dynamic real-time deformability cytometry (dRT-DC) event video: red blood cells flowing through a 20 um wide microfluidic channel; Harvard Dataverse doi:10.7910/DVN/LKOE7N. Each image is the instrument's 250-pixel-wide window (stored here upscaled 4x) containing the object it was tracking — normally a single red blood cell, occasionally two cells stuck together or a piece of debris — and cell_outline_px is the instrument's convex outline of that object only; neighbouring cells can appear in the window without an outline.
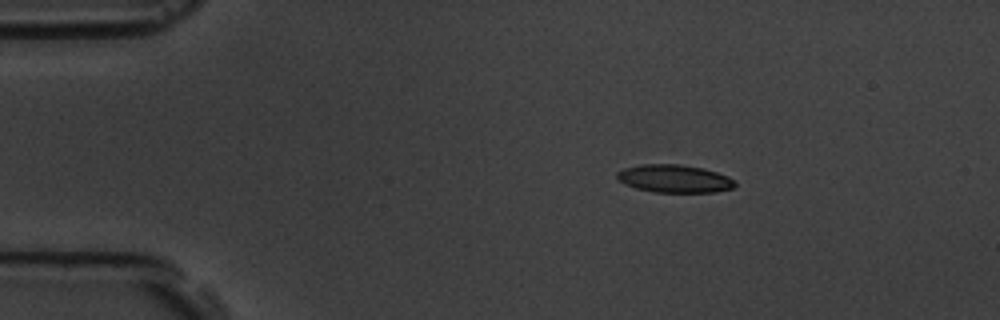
{"species": "common noctule bat (a hibernating species)", "species_latin": "Nyctalus noctula", "temperature_condition": "room temperature", "stored_images_in_passage": 48, "camera_frame_rate_fps": 3000, "um_per_image_px": 0.085, "animal": {"sex": "male", "body_mass_g": 19.5, "forearm_length_mm": 54.6}, "frame": {"image": 1, "passage_image": 1, "time_ms": 0.0, "image_size_px": [1000, 320], "cell_outline_px": [[736, 184], [732, 188], [716, 192], [652, 192], [636, 188], [624, 184], [616, 176], [616, 172], [624, 168], [644, 164], [680, 164], [704, 168], [728, 176]], "centroid_in_image_um": [57.3, 15.18], "position_along_channel_um": 27.7, "area_um2": 19.13}}
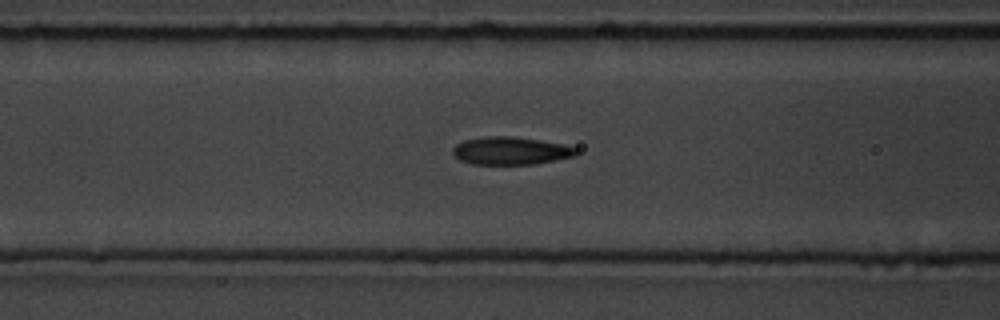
{"frame": {"image": 2, "passage_image": 14, "time_ms": 4.333, "image_size_px": [1000, 320], "cell_outline_px": [[580, 152], [576, 156], [536, 164], [472, 164], [460, 160], [452, 152], [452, 148], [456, 144], [464, 140], [488, 136], [512, 136], [540, 140], [560, 144], [576, 148]], "centroid_in_image_um": [43.42, 12.82], "position_along_channel_um": 123.2, "area_um2": 20.0}}
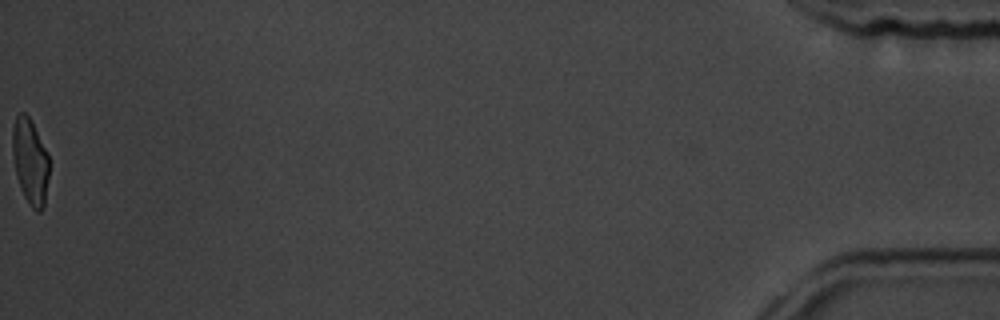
{"frame": {"image": 3, "passage_image": 48, "time_ms": 15.667, "image_size_px": [1000, 320], "cell_outline_px": [[48, 176], [44, 204], [40, 212], [36, 212], [32, 208], [24, 196], [20, 188], [16, 176], [12, 152], [12, 128], [16, 116], [20, 112], [24, 112], [32, 120], [48, 152]], "centroid_in_image_um": [2.55, 13.68], "position_along_channel_um": 432.6, "area_um2": 18.44}, "authors_computed_cell_mechanics": {"area_um2": 19.7676, "velocity_mm_per_s": 3.6455, "shape_relaxation_time_tau1_ms": 3.3943, "shape_relaxation_time_tau2_ms": 1.6414, "deformation_change_tau1": 0.1649, "deformation_change_tau2": 0.0934}}